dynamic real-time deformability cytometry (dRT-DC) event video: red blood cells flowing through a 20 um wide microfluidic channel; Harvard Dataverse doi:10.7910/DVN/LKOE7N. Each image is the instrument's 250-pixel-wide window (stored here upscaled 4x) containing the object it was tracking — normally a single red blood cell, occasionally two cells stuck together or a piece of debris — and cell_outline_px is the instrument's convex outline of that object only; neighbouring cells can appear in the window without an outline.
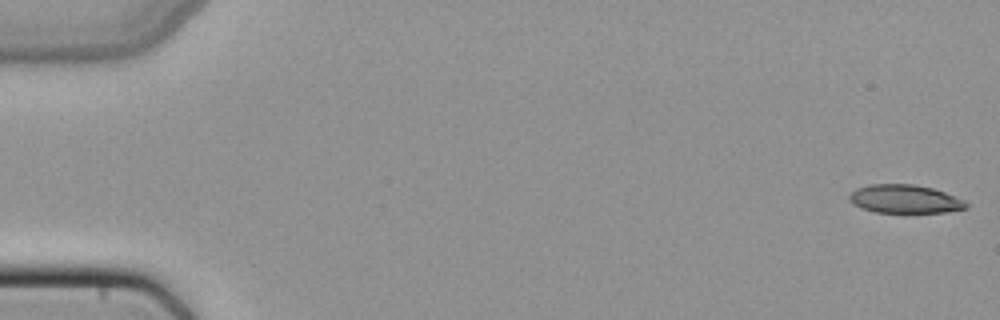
{"species": "common noctule bat (a hibernating species)", "species_latin": "Nyctalus noctula", "temperature_condition": "cold", "stored_images_in_passage": 50, "camera_frame_rate_fps": 3000, "um_per_image_px": 0.085, "animal": {"sex": "female", "body_mass_g": 22.7, "forearm_length_mm": 54.2}, "frame": {"image": 1, "passage_image": 1, "time_ms": 0.0, "image_size_px": [1000, 320], "cell_outline_px": [[968, 208], [948, 212], [904, 216], [876, 212], [860, 208], [852, 204], [848, 200], [848, 196], [856, 188], [868, 184], [912, 184], [932, 188], [944, 192], [964, 200], [968, 204]], "centroid_in_image_um": [76.9, 16.98], "position_along_channel_um": 8.1, "area_um2": 20.46}}
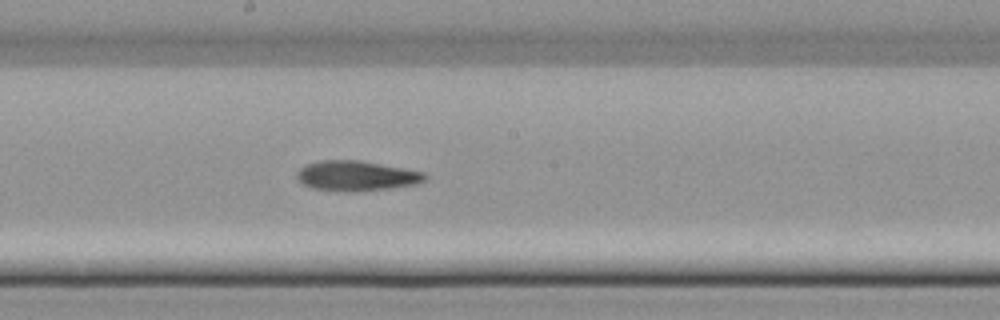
{"frame": {"image": 2, "passage_image": 28, "time_ms": 9.0, "image_size_px": [1000, 320], "cell_outline_px": [[428, 180], [416, 184], [388, 188], [312, 188], [304, 184], [296, 176], [296, 172], [300, 168], [308, 164], [320, 160], [360, 160], [404, 168], [424, 172], [428, 176]], "centroid_in_image_um": [30.36, 14.88], "position_along_channel_um": 217.8, "area_um2": 21.27}}
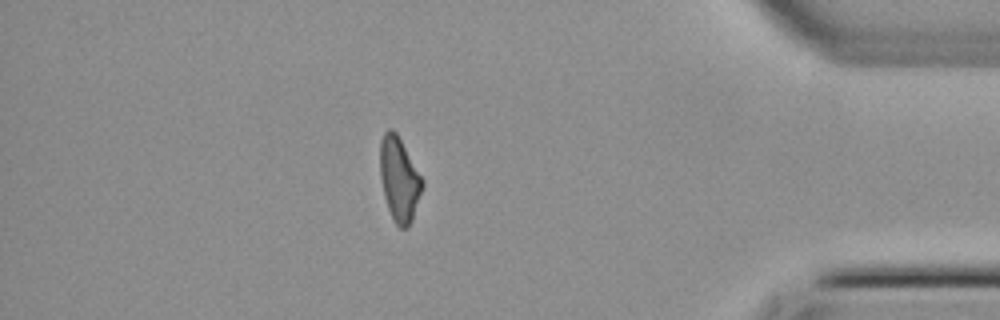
{"frame": {"image": 3, "passage_image": 44, "time_ms": 14.333, "image_size_px": [1000, 320], "cell_outline_px": [[424, 184], [412, 220], [408, 228], [400, 228], [396, 224], [388, 208], [384, 196], [380, 176], [380, 140], [384, 132], [388, 128], [392, 128], [396, 132], [424, 180]], "centroid_in_image_um": [33.93, 15.22], "position_along_channel_um": 401.3, "area_um2": 20.69}}